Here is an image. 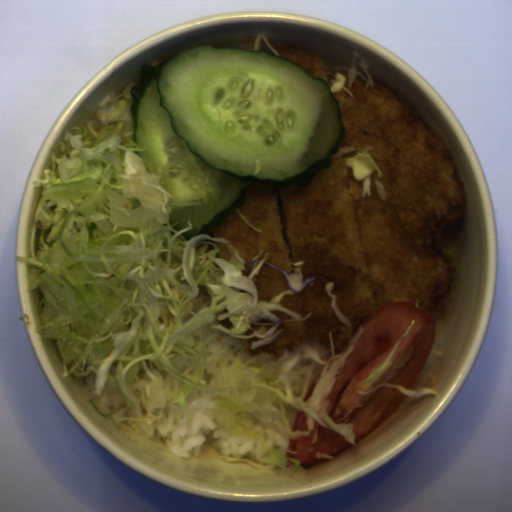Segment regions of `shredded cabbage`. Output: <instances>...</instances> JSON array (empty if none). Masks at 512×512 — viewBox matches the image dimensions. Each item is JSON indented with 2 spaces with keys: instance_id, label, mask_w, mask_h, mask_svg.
Segmentation results:
<instances>
[{
  "instance_id": "1791243f",
  "label": "shredded cabbage",
  "mask_w": 512,
  "mask_h": 512,
  "mask_svg": "<svg viewBox=\"0 0 512 512\" xmlns=\"http://www.w3.org/2000/svg\"><path fill=\"white\" fill-rule=\"evenodd\" d=\"M130 87L101 97L88 124L67 136L50 170L30 185L41 194L34 216L31 257L26 268L29 293L35 288L38 327L56 340L63 378L92 373L100 398L108 378L123 397L110 417L127 403L135 414L115 426L150 443L138 423L153 427L175 404L186 417V396L199 389L216 395L214 420L242 440L261 445L260 462L219 456L228 464L290 471L285 457L243 422H268L280 413L292 430L284 402L311 414L324 428L356 446L354 423H335L327 396L363 331L341 352L307 338L282 349L250 355L243 338H258L250 349L270 345L285 331L282 322H303L281 305L316 277L305 280L303 260L292 272L267 261L264 248L246 260L227 238L196 234L171 224L173 195L161 174L149 172L135 140ZM278 330V331H277Z\"/></svg>"
},
{
  "instance_id": "d4432db8",
  "label": "shredded cabbage",
  "mask_w": 512,
  "mask_h": 512,
  "mask_svg": "<svg viewBox=\"0 0 512 512\" xmlns=\"http://www.w3.org/2000/svg\"><path fill=\"white\" fill-rule=\"evenodd\" d=\"M345 166H350L354 179L362 181V198L370 194V183L374 172L381 177L383 172L371 156L370 146L360 148L354 156L344 157Z\"/></svg>"
},
{
  "instance_id": "8b024ab2",
  "label": "shredded cabbage",
  "mask_w": 512,
  "mask_h": 512,
  "mask_svg": "<svg viewBox=\"0 0 512 512\" xmlns=\"http://www.w3.org/2000/svg\"><path fill=\"white\" fill-rule=\"evenodd\" d=\"M377 388H393L395 389L396 391L402 393L403 395H405L406 397H411V398H419V397H422V396H425V395H428V394H434V395H438L439 396V392H436L434 390H431V389H426V388H419L418 391H410L408 389H406L404 386H402L401 384H378L377 386H375L373 389H371L370 391L368 392H357V393H360V394H363V395H367L369 393H372L374 392Z\"/></svg>"
}]
</instances>
